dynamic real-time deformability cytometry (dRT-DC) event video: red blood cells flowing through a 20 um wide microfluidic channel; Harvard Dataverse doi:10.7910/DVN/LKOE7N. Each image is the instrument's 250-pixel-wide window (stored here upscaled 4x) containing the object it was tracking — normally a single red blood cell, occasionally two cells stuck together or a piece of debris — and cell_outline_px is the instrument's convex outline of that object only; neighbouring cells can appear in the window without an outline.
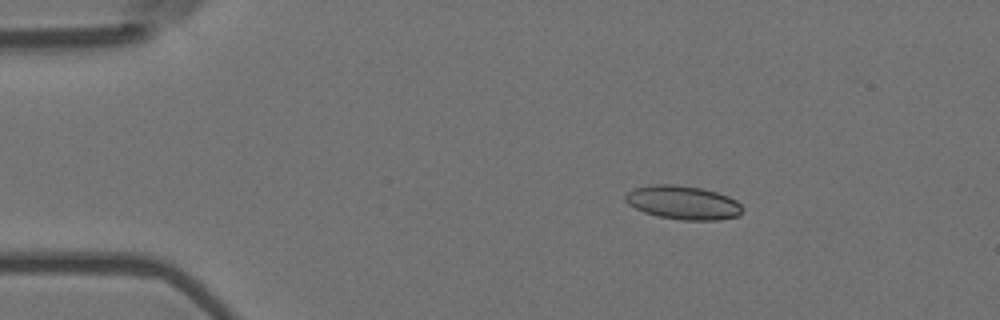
{"species": "Egyptian fruit bat (a non-hibernating species)", "species_latin": "Rousettus aegyptiacus", "temperature_condition": "room temperature", "stored_images_in_passage": 5, "camera_frame_rate_fps": 3000, "um_per_image_px": 0.085, "animal": {"sex": "female"}, "frame": {"image": 1, "passage_image": 3, "time_ms": 0.667, "image_size_px": [1000, 320], "cell_outline_px": [[744, 208], [736, 216], [720, 220], [680, 220], [656, 216], [644, 212], [628, 204], [624, 200], [624, 196], [632, 188], [652, 184], [676, 184], [704, 188], [728, 196], [736, 200]], "centroid_in_image_um": [58.03, 17.21], "position_along_channel_um": 27.0, "area_um2": 23.24}}